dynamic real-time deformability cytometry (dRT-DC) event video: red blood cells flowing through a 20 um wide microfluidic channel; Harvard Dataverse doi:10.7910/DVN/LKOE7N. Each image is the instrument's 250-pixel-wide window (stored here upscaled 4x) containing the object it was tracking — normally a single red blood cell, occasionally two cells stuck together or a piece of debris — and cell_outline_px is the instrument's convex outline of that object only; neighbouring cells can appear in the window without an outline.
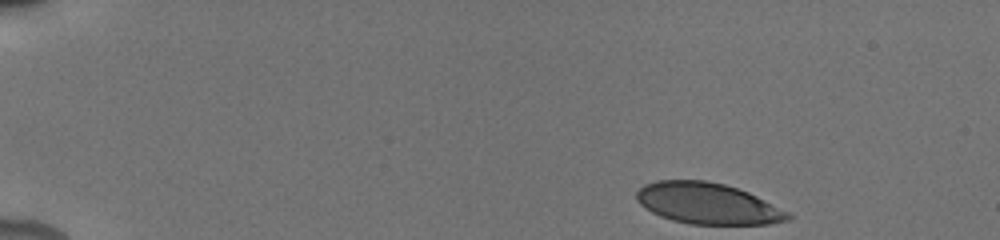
{"species": "human", "species_latin": "Homo sapiens", "temperature_condition": "cold", "stored_images_in_passage": 18, "camera_frame_rate_fps": 3000, "um_per_image_px": 0.085, "donor": {"sex": "male"}, "frame": {"image": 1, "passage_image": 1, "time_ms": 0.0, "image_size_px": [1000, 240], "cell_outline_px": [[792, 220], [768, 224], [692, 224], [672, 220], [660, 216], [652, 212], [640, 204], [636, 200], [636, 192], [644, 184], [656, 180], [708, 180], [724, 184], [748, 192], [788, 212], [792, 216]], "centroid_in_image_um": [60.13, 17.29], "position_along_channel_um": 24.9, "area_um2": 36.24}}
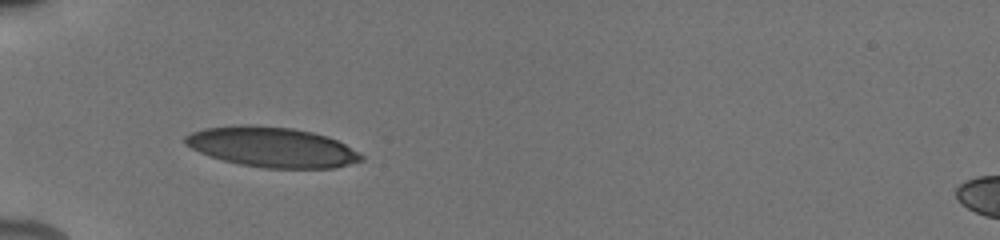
{"frame": {"image": 2, "passage_image": 12, "time_ms": 3.667, "image_size_px": [1000, 240], "cell_outline_px": [[364, 160], [336, 168], [264, 168], [240, 164], [224, 160], [200, 152], [184, 144], [184, 136], [192, 132], [204, 128], [236, 124], [252, 124], [292, 128], [312, 132], [328, 136], [344, 144], [364, 156]], "centroid_in_image_um": [23.11, 12.49], "position_along_channel_um": 61.9, "area_um2": 41.21}}
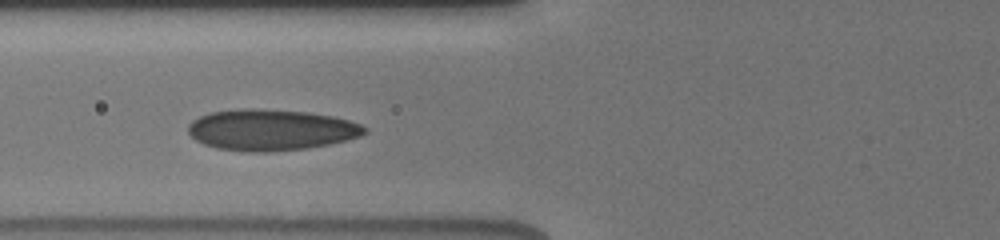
{"frame": {"image": 3, "passage_image": 16, "time_ms": 5.0, "image_size_px": [1000, 240], "cell_outline_px": [[368, 132], [360, 136], [348, 140], [308, 148], [264, 152], [252, 152], [216, 148], [204, 144], [196, 140], [188, 132], [188, 124], [192, 120], [200, 116], [212, 112], [240, 108], [252, 108], [308, 112], [332, 116], [348, 120], [360, 124], [368, 128]], "centroid_in_image_um": [23.04, 11.04], "position_along_channel_um": 102.8, "area_um2": 42.31}}